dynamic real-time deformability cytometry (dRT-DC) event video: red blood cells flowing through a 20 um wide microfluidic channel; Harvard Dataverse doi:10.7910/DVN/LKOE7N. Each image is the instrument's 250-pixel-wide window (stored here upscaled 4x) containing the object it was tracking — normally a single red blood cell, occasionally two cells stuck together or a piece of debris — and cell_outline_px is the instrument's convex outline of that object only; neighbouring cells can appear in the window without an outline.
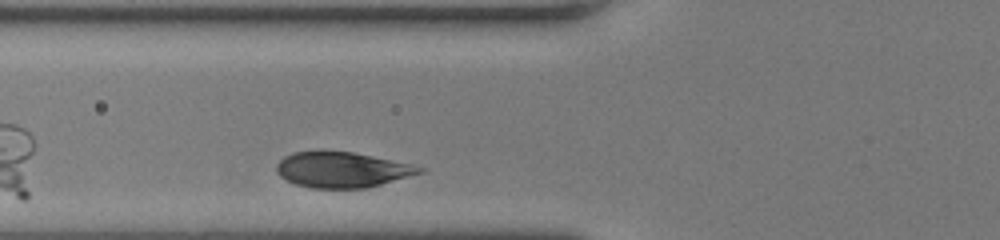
{"species": "human", "species_latin": "Homo sapiens", "temperature_condition": "room temperature", "stored_images_in_passage": 26, "camera_frame_rate_fps": 3000, "um_per_image_px": 0.085, "donor": {"sex": "female"}, "frame": {"image": 1, "passage_image": 3, "time_ms": 0.667, "image_size_px": [1000, 240], "cell_outline_px": [[428, 168], [424, 172], [368, 188], [312, 188], [296, 184], [280, 176], [276, 172], [276, 164], [284, 156], [292, 152], [352, 152], [372, 156]], "centroid_in_image_um": [29.08, 14.44], "position_along_channel_um": 96.7, "area_um2": 29.3}}
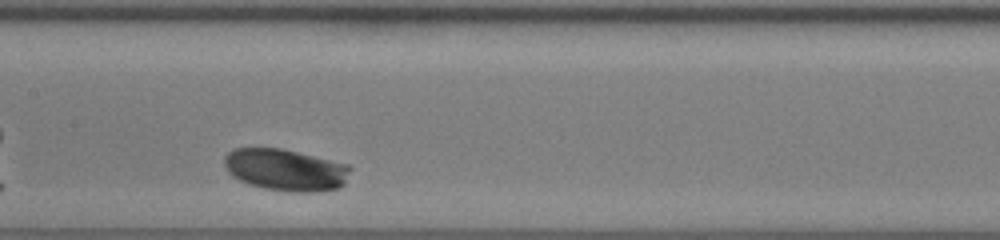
{"frame": {"image": 2, "passage_image": 10, "time_ms": 3.0, "image_size_px": [1000, 240], "cell_outline_px": [[352, 168], [344, 184], [340, 188], [320, 192], [288, 192], [264, 188], [248, 184], [232, 176], [224, 168], [224, 156], [232, 148], [280, 148], [348, 164]], "centroid_in_image_um": [24.27, 14.45], "position_along_channel_um": 183.1, "area_um2": 31.04}}
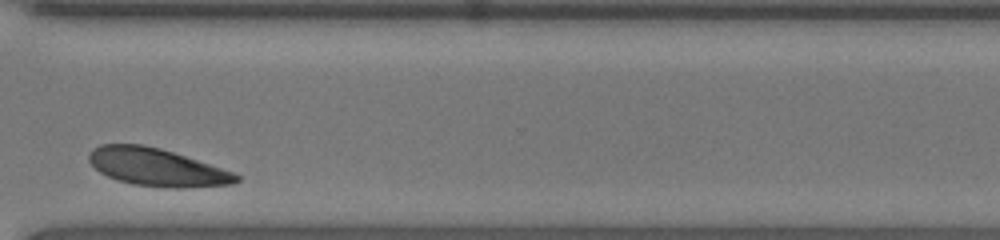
{"frame": {"image": 3, "passage_image": 24, "time_ms": 7.667, "image_size_px": [1000, 240], "cell_outline_px": [[240, 180], [232, 184], [188, 188], [164, 188], [132, 184], [116, 180], [100, 172], [88, 160], [88, 156], [92, 148], [100, 144], [144, 144], [160, 148], [232, 172], [240, 176]], "centroid_in_image_um": [13.29, 14.22], "position_along_channel_um": 357.3, "area_um2": 32.25}, "authors_computed_cell_mechanics": {"area_um2": 31.0097, "velocity_mm_per_s": 3.7194, "shape_relaxation_time_tau1_ms": 1.2017, "shape_relaxation_time_tau2_ms": 1.4112, "deformation_change_tau1": 0.0872, "deformation_change_tau2": 0.0156}}